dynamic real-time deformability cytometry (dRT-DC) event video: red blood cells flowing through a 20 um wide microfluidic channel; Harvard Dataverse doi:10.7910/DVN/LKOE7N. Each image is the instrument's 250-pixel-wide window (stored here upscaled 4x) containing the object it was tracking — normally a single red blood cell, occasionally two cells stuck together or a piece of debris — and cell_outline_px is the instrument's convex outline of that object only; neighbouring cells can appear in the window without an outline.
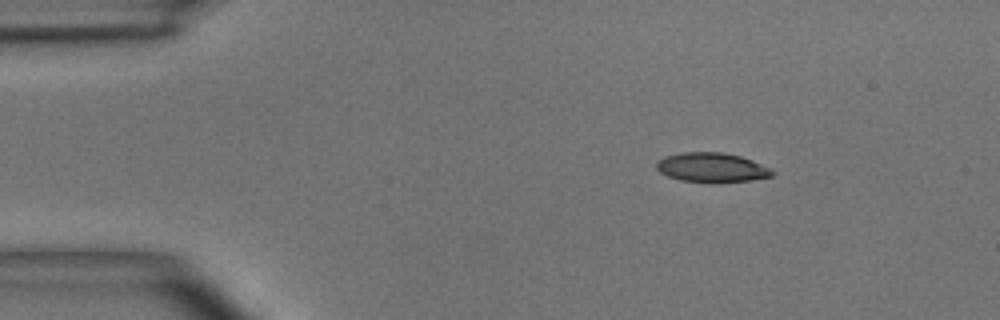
{"species": "common noctule bat (a hibernating species)", "species_latin": "Nyctalus noctula", "temperature_condition": "room temperature", "stored_images_in_passage": 4, "camera_frame_rate_fps": 3000, "um_per_image_px": 0.085, "animal": {"sex": "male", "body_mass_g": 15.6}, "frame": {"image": 1, "passage_image": 1, "time_ms": 0.0, "image_size_px": [1000, 320], "cell_outline_px": [[776, 172], [772, 176], [752, 180], [720, 184], [712, 184], [680, 180], [668, 176], [660, 172], [656, 168], [656, 160], [664, 156], [680, 152], [724, 152], [740, 156], [752, 160], [772, 168]], "centroid_in_image_um": [60.51, 14.26], "position_along_channel_um": 24.5, "area_um2": 20.58}}
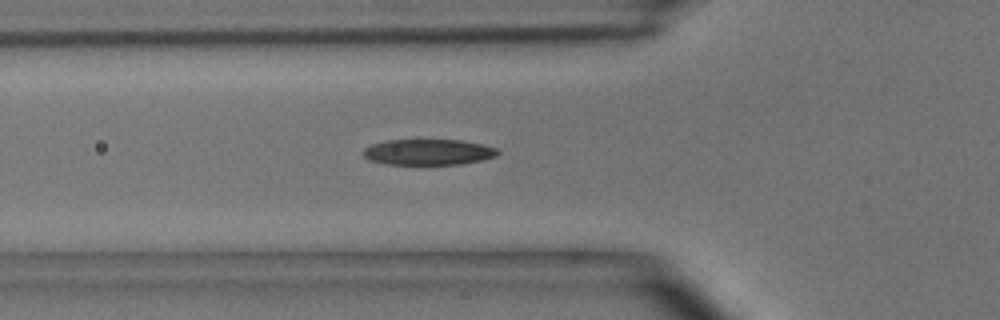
{"frame": {"image": 2, "passage_image": 4, "time_ms": 3.333, "image_size_px": [1000, 320], "cell_outline_px": [[500, 152], [496, 156], [480, 160], [460, 164], [384, 164], [368, 160], [360, 152], [364, 148], [372, 144], [388, 140], [464, 140], [496, 148]], "centroid_in_image_um": [36.35, 12.92], "position_along_channel_um": 89.4, "area_um2": 20.23}}